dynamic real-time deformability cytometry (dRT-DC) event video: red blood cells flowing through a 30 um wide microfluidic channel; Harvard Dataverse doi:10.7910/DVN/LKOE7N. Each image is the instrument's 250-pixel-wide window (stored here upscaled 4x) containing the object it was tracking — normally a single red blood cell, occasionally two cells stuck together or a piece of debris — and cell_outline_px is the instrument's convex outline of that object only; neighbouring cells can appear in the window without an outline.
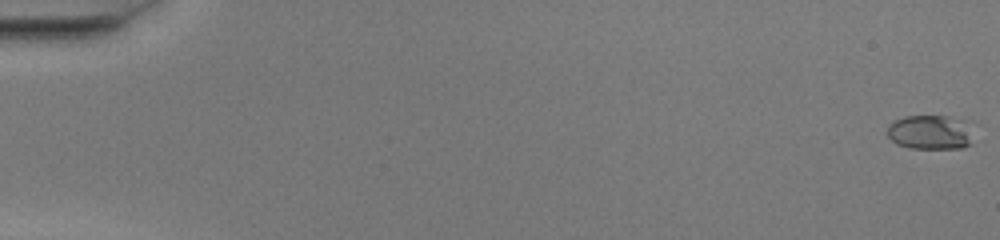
{"species": "common noctule bat (a hibernating species)", "species_latin": "Nyctalus noctula", "temperature_condition": "warm", "stored_images_in_passage": 52, "camera_frame_rate_fps": 3000, "um_per_image_px": 0.085, "animal": {"sex": "female", "body_mass_g": 20.0, "forearm_length_mm": 54.0}, "frame": {"image": 1, "passage_image": 1, "time_ms": 0.0, "image_size_px": [1000, 240], "cell_outline_px": [[972, 144], [960, 148], [908, 148], [896, 144], [888, 136], [888, 124], [904, 116], [948, 116], [964, 120]], "centroid_in_image_um": [79.0, 11.25], "position_along_channel_um": 6.0, "area_um2": 16.99}}
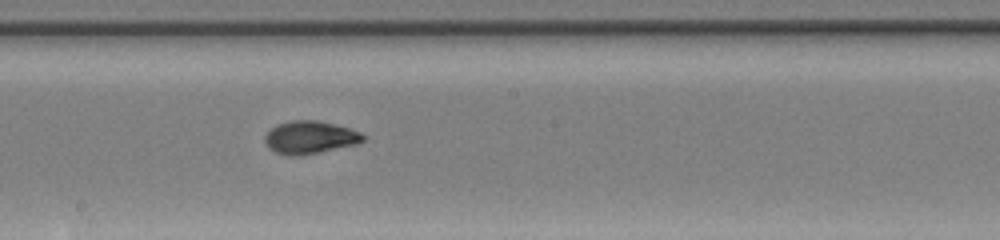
{"frame": {"image": 2, "passage_image": 30, "time_ms": 9.667, "image_size_px": [1000, 240], "cell_outline_px": [[364, 140], [356, 144], [300, 156], [288, 156], [276, 152], [268, 148], [264, 144], [264, 136], [276, 124], [292, 120], [316, 120], [348, 128], [360, 132], [364, 136]], "centroid_in_image_um": [26.29, 11.68], "position_along_channel_um": 221.9, "area_um2": 18.67}}
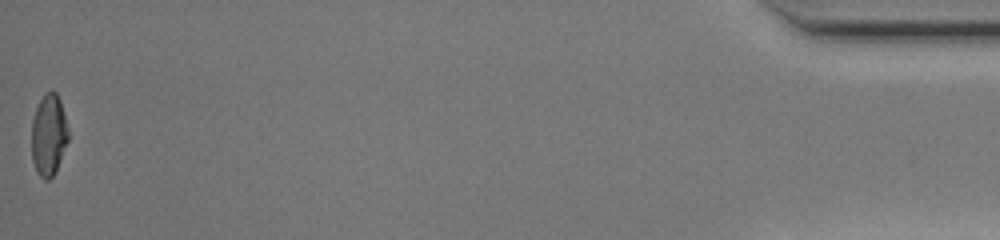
{"frame": {"image": 3, "passage_image": 52, "time_ms": 17.0, "image_size_px": [1000, 240], "cell_outline_px": [[68, 140], [56, 172], [48, 180], [44, 180], [36, 172], [32, 160], [32, 120], [36, 108], [44, 92], [52, 88], [56, 92], [60, 100], [68, 128]], "centroid_in_image_um": [4.14, 11.46], "position_along_channel_um": 431.1, "area_um2": 17.63}, "authors_computed_cell_mechanics": {"area_um2": 17.6579, "velocity_mm_per_s": 4.1079, "shape_relaxation_time_tau1_ms": 4.1724, "shape_relaxation_time_tau2_ms": 1.1818, "deformation_change_tau1": 0.2359, "deformation_change_tau2": 0.048}}